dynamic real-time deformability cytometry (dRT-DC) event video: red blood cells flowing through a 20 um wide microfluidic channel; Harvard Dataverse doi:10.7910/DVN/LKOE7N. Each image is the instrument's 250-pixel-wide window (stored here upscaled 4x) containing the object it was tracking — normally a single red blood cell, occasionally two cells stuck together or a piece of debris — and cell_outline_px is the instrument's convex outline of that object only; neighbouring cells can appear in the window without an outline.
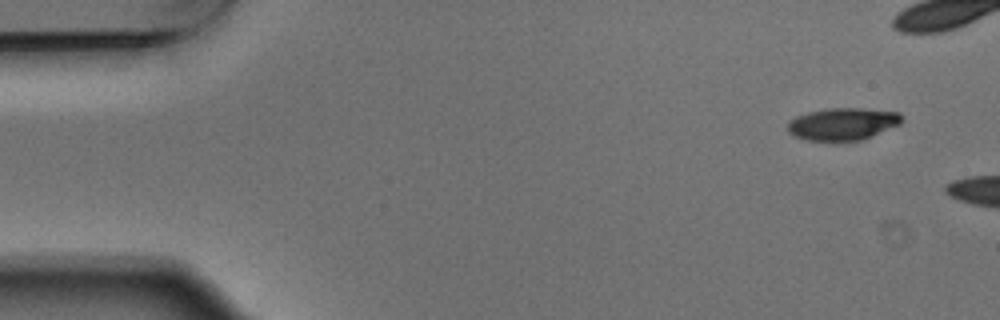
{"species": "Egyptian fruit bat (a non-hibernating species)", "species_latin": "Rousettus aegyptiacus", "temperature_condition": "warm", "stored_images_in_passage": 3, "camera_frame_rate_fps": 3000, "um_per_image_px": 0.085, "animal": {"sex": "male"}, "frame": {"image": 1, "passage_image": 1, "time_ms": 0.0, "image_size_px": [1000, 320], "cell_outline_px": [[904, 120], [900, 124], [860, 140], [808, 140], [796, 136], [788, 132], [788, 120], [796, 116], [808, 112], [828, 108], [860, 108], [900, 112], [904, 116]], "centroid_in_image_um": [71.65, 10.51], "position_along_channel_um": 13.4, "area_um2": 21.33}}